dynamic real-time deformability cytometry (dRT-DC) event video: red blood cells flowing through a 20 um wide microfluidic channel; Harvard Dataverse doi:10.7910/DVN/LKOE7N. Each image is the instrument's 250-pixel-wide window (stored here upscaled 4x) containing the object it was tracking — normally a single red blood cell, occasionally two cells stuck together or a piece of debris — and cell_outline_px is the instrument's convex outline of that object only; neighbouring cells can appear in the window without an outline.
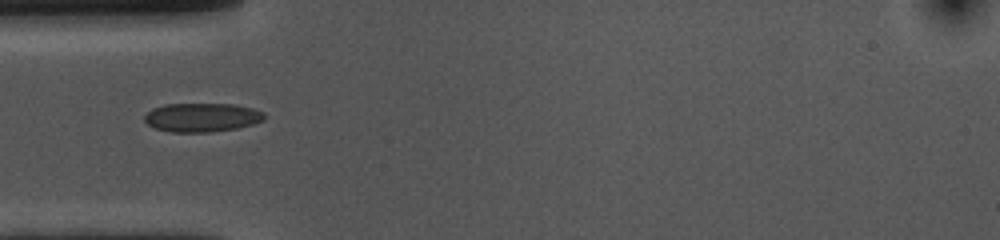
{"species": "common noctule bat (a hibernating species)", "species_latin": "Nyctalus noctula", "temperature_condition": "cold", "stored_images_in_passage": 39, "camera_frame_rate_fps": 3000, "um_per_image_px": 0.085, "animal": {"sex": "female", "body_mass_g": 10.0, "forearm_length_mm": 53.1}, "frame": {"image": 1, "passage_image": 1, "time_ms": 0.0, "image_size_px": [1000, 240], "cell_outline_px": [[264, 120], [252, 124], [236, 128], [208, 132], [172, 132], [156, 128], [148, 124], [144, 120], [144, 116], [152, 108], [164, 104], [236, 104], [252, 108], [264, 112]], "centroid_in_image_um": [17.16, 9.97], "position_along_channel_um": 67.8, "area_um2": 20.06}}
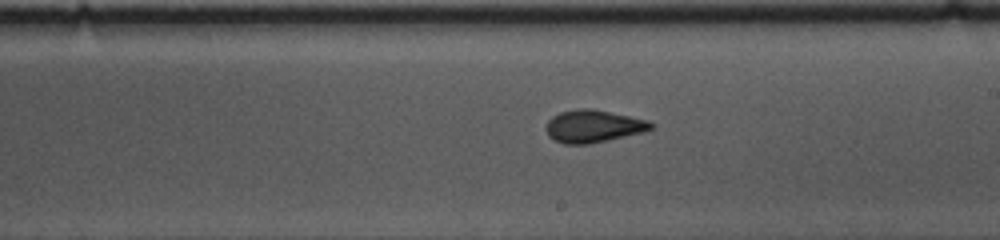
{"frame": {"image": 2, "passage_image": 15, "time_ms": 4.667, "image_size_px": [1000, 240], "cell_outline_px": [[656, 124], [652, 128], [644, 132], [608, 140], [588, 144], [564, 144], [548, 136], [544, 128], [548, 120], [552, 116], [560, 112], [580, 108], [592, 108], [648, 120]], "centroid_in_image_um": [50.42, 10.72], "position_along_channel_um": 238.6, "area_um2": 20.0}}
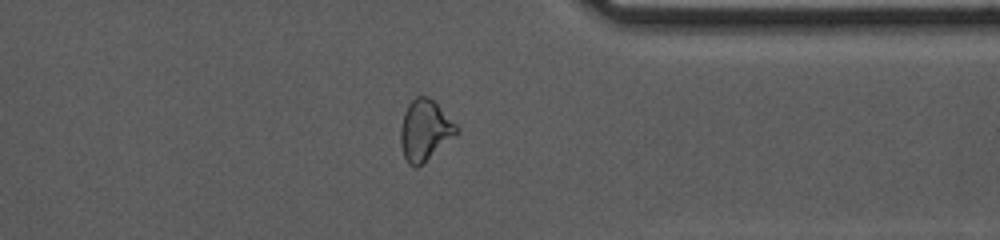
{"frame": {"image": 3, "passage_image": 27, "time_ms": 8.667, "image_size_px": [1000, 240], "cell_outline_px": [[460, 132], [456, 136], [424, 164], [416, 168], [408, 164], [404, 156], [400, 144], [400, 128], [404, 112], [408, 104], [416, 96], [428, 96], [436, 100], [460, 128]], "centroid_in_image_um": [36.15, 11.07], "position_along_channel_um": 375.2, "area_um2": 20.58}}